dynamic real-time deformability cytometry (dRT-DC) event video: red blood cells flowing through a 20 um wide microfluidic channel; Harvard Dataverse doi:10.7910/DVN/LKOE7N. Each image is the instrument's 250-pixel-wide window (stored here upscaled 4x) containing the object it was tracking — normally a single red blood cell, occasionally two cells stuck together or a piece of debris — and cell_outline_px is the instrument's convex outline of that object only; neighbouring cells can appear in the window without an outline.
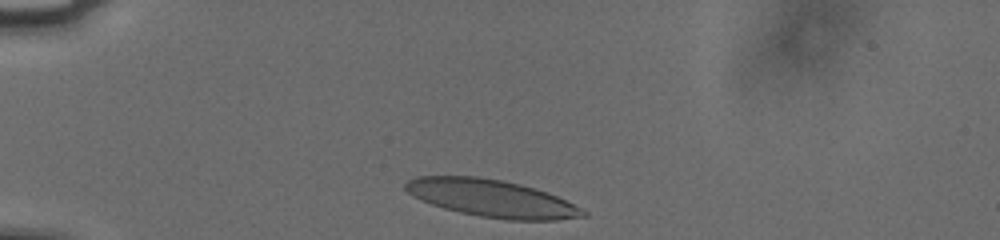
{"species": "human", "species_latin": "Homo sapiens", "temperature_condition": "cold", "stored_images_in_passage": 34, "camera_frame_rate_fps": 3000, "um_per_image_px": 0.085, "donor": {"sex": "male"}, "frame": {"image": 1, "passage_image": 2, "time_ms": 0.333, "image_size_px": [1000, 240], "cell_outline_px": [[588, 216], [556, 220], [508, 220], [480, 216], [460, 212], [444, 208], [432, 204], [412, 196], [404, 188], [404, 184], [408, 180], [416, 176], [476, 176], [500, 180], [520, 184], [548, 192], [588, 212]], "centroid_in_image_um": [41.78, 16.85], "position_along_channel_um": 43.2, "area_um2": 38.44}}
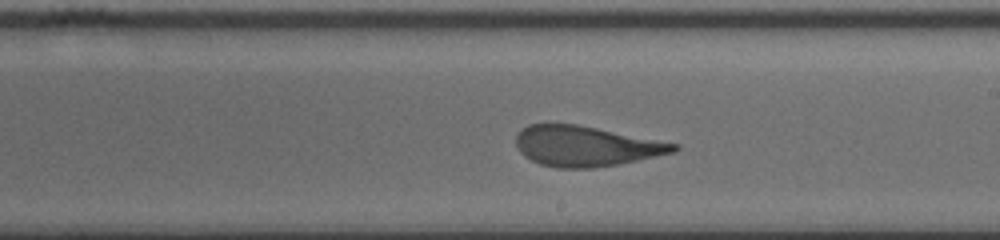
{"frame": {"image": 2, "passage_image": 21, "time_ms": 6.667, "image_size_px": [1000, 240], "cell_outline_px": [[680, 148], [676, 152], [616, 164], [592, 168], [556, 168], [540, 164], [524, 156], [520, 152], [516, 144], [516, 136], [528, 124], [576, 124], [680, 144]], "centroid_in_image_um": [49.81, 12.42], "position_along_channel_um": 239.2, "area_um2": 36.76}}
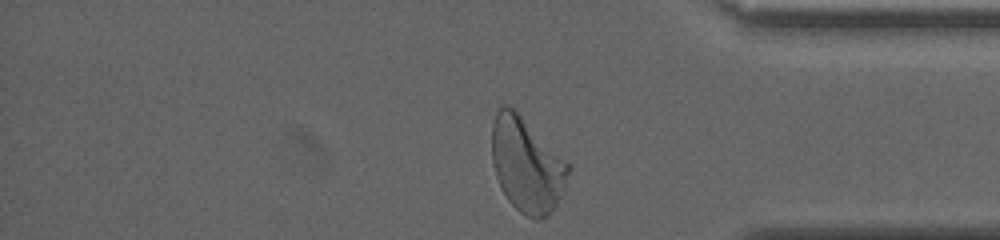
{"frame": {"image": 3, "passage_image": 34, "time_ms": 11.0, "image_size_px": [1000, 240], "cell_outline_px": [[572, 168], [560, 196], [556, 204], [544, 216], [536, 220], [524, 216], [508, 200], [500, 188], [492, 164], [492, 124], [496, 112], [504, 104], [512, 108]], "centroid_in_image_um": [44.73, 14.05], "position_along_channel_um": 390.5, "area_um2": 41.1}, "authors_computed_cell_mechanics": {"area_um2": 38.0324, "velocity_mm_per_s": 3.7506, "shape_relaxation_time_tau1_ms": 7.1884, "shape_relaxation_time_tau2_ms": 1.0195, "deformation_change_tau1": 0.2226, "deformation_change_tau2": 0.0884}}